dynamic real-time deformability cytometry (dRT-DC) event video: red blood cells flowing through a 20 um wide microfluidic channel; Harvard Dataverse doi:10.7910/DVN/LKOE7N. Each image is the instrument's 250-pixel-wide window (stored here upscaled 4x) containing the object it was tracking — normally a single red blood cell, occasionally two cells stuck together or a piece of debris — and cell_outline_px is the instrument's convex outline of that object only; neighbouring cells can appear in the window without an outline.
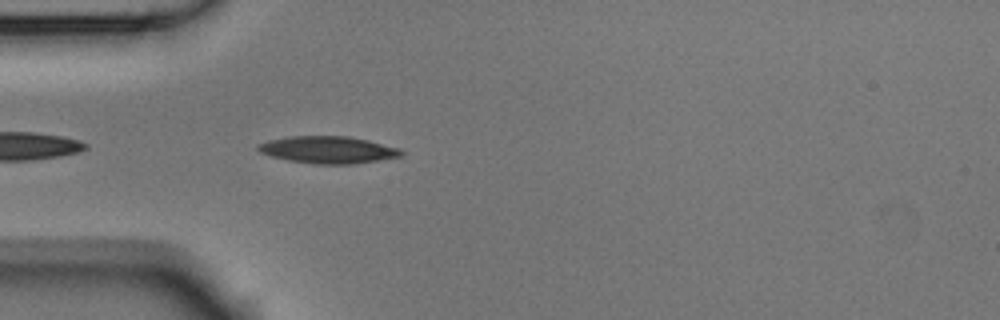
{"species": "Egyptian fruit bat (a non-hibernating species)", "species_latin": "Rousettus aegyptiacus", "temperature_condition": "room temperature", "stored_images_in_passage": 1, "camera_frame_rate_fps": 3000, "um_per_image_px": 0.085, "animal": {"sex": "male"}, "frame": {"image": 1, "passage_image": 1, "time_ms": 0.0, "image_size_px": [1000, 320], "cell_outline_px": [[404, 152], [400, 156], [352, 164], [316, 164], [288, 160], [272, 156], [260, 152], [256, 148], [260, 144], [268, 140], [288, 136], [348, 136], [368, 140], [400, 148]], "centroid_in_image_um": [27.88, 12.72], "position_along_channel_um": 57.1, "area_um2": 22.43}}